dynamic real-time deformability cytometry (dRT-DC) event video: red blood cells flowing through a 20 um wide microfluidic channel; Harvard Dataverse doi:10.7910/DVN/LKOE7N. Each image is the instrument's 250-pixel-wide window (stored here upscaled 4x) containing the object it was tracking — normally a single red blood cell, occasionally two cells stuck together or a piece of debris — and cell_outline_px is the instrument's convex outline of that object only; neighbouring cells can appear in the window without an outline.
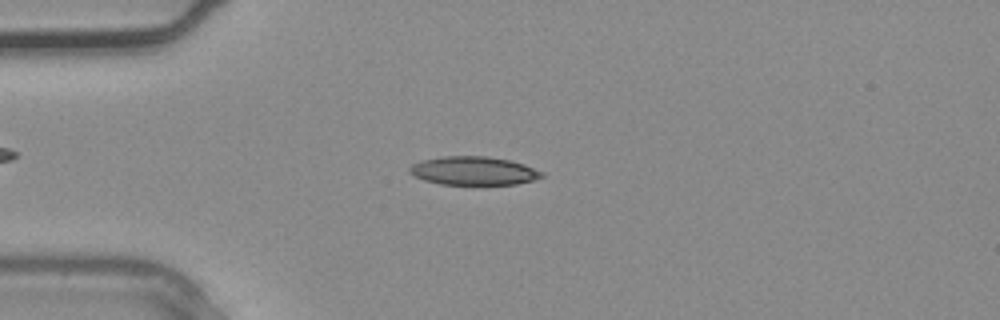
{"species": "common noctule bat (a hibernating species)", "species_latin": "Nyctalus noctula", "temperature_condition": "warm", "stored_images_in_passage": 3, "camera_frame_rate_fps": 3000, "um_per_image_px": 0.085, "animal": {"sex": "male", "body_mass_g": 20.4}, "frame": {"image": 1, "passage_image": 3, "time_ms": 0.667, "image_size_px": [1000, 320], "cell_outline_px": [[544, 176], [532, 180], [516, 184], [440, 184], [424, 180], [408, 172], [408, 168], [412, 164], [420, 160], [444, 156], [488, 156], [508, 160], [524, 164], [544, 172]], "centroid_in_image_um": [40.23, 14.51], "position_along_channel_um": 44.8, "area_um2": 21.91}}